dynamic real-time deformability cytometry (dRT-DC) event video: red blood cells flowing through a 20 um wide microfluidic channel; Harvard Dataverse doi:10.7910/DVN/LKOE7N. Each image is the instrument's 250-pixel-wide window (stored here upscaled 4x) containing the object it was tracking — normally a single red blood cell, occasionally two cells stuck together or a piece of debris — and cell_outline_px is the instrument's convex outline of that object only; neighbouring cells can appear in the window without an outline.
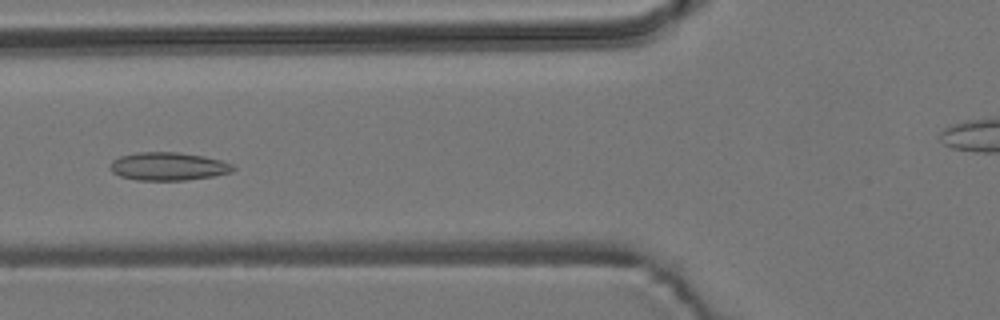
{"species": "common noctule bat (a hibernating species)", "species_latin": "Nyctalus noctula", "temperature_condition": "room temperature", "stored_images_in_passage": 47, "camera_frame_rate_fps": 3000, "um_per_image_px": 0.085, "animal": {"sex": "male", "body_mass_g": 19.2, "forearm_length_mm": 51.8}, "frame": {"image": 1, "passage_image": 12, "time_ms": 3.667, "image_size_px": [1000, 320], "cell_outline_px": [[236, 168], [232, 172], [212, 176], [184, 180], [136, 180], [120, 176], [112, 172], [112, 160], [120, 156], [136, 152], [180, 152], [204, 156], [220, 160], [232, 164]], "centroid_in_image_um": [14.31, 14.13], "position_along_channel_um": 111.5, "area_um2": 20.06}}
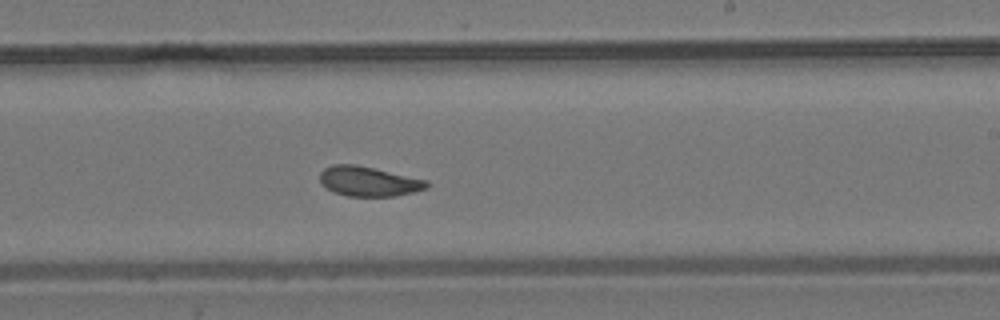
{"frame": {"image": 2, "passage_image": 24, "time_ms": 7.667, "image_size_px": [1000, 320], "cell_outline_px": [[428, 188], [396, 196], [348, 196], [332, 192], [320, 180], [320, 172], [324, 168], [332, 164], [356, 164], [428, 180]], "centroid_in_image_um": [31.33, 15.41], "position_along_channel_um": 257.7, "area_um2": 18.5}}
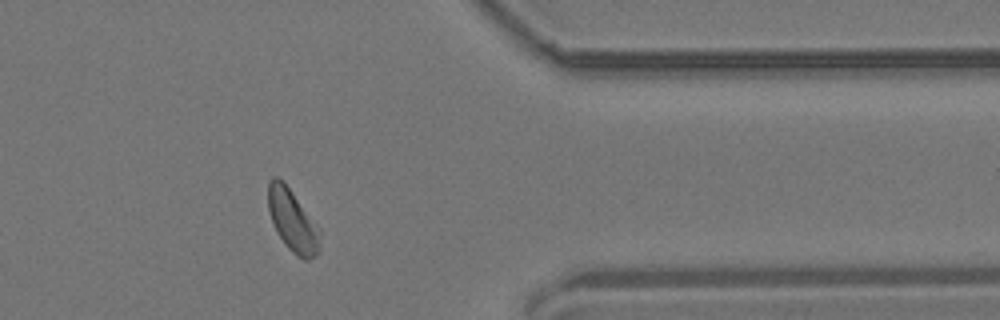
{"frame": {"image": 3, "passage_image": 36, "time_ms": 11.667, "image_size_px": [1000, 320], "cell_outline_px": [[320, 248], [316, 256], [308, 260], [304, 260], [296, 256], [288, 248], [276, 232], [268, 208], [268, 180], [272, 176], [276, 176], [288, 188], [320, 228]], "centroid_in_image_um": [24.87, 18.8], "position_along_channel_um": 386.5, "area_um2": 18.61}, "authors_computed_cell_mechanics": {"area_um2": 19.074, "velocity_mm_per_s": 3.6586, "shape_relaxation_time_tau1_ms": null, "shape_relaxation_time_tau2_ms": 2.5214, "deformation_change_tau1": null, "deformation_change_tau2": 0.0829}}